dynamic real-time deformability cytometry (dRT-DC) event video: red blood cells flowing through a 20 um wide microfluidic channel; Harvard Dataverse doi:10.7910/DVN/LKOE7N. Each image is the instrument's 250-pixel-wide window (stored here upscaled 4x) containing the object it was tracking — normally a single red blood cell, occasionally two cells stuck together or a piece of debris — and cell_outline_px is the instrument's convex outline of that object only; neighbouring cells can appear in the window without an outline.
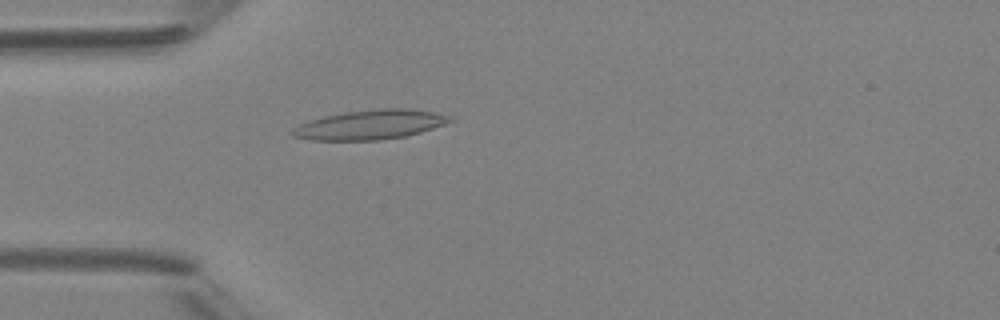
{"species": "Egyptian fruit bat (a non-hibernating species)", "species_latin": "Rousettus aegyptiacus", "temperature_condition": "room temperature", "stored_images_in_passage": 4, "camera_frame_rate_fps": 3000, "um_per_image_px": 0.085, "animal": {"sex": "female"}, "frame": {"image": 1, "passage_image": 4, "time_ms": 4.333, "image_size_px": [1000, 320], "cell_outline_px": [[456, 120], [420, 132], [404, 136], [380, 140], [312, 140], [292, 136], [292, 128], [308, 120], [324, 116], [344, 112], [384, 108], [412, 108], [452, 116]], "centroid_in_image_um": [31.47, 10.59], "position_along_channel_um": 53.5, "area_um2": 27.05}}